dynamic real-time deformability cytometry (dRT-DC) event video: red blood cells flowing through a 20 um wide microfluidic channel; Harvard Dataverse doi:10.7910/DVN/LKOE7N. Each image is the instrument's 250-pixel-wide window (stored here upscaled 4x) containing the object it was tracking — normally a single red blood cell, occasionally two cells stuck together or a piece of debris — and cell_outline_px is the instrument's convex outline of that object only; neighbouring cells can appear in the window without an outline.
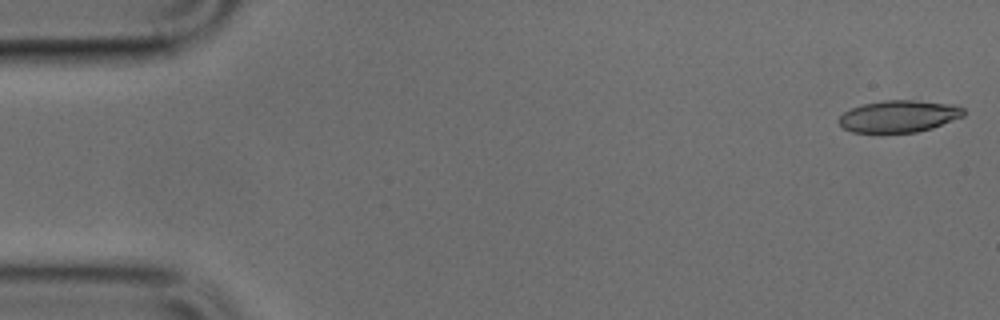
{"species": "common noctule bat (a hibernating species)", "species_latin": "Nyctalus noctula", "temperature_condition": "cold", "stored_images_in_passage": 49, "camera_frame_rate_fps": 3000, "um_per_image_px": 0.085, "animal": {"sex": "male", "body_mass_g": 17.9, "forearm_length_mm": 54.2}, "frame": {"image": 1, "passage_image": 1, "time_ms": 0.0, "image_size_px": [1000, 320], "cell_outline_px": [[964, 116], [932, 128], [916, 132], [880, 136], [852, 132], [844, 128], [840, 124], [840, 116], [844, 112], [852, 108], [864, 104], [884, 100], [916, 100], [956, 104], [964, 108]], "centroid_in_image_um": [76.4, 9.93], "position_along_channel_um": 8.6, "area_um2": 24.04}}
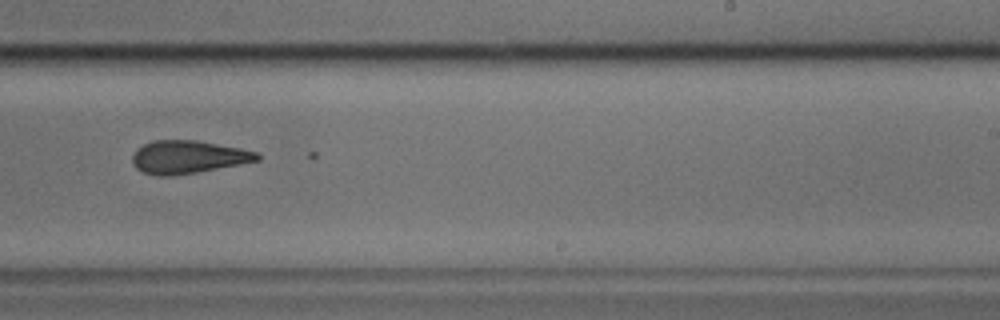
{"frame": {"image": 2, "passage_image": 30, "time_ms": 9.667, "image_size_px": [1000, 320], "cell_outline_px": [[260, 160], [196, 172], [168, 176], [156, 176], [144, 172], [136, 168], [132, 164], [132, 156], [136, 148], [152, 140], [196, 140], [240, 148], [256, 152], [260, 156]], "centroid_in_image_um": [15.93, 13.34], "position_along_channel_um": 273.1, "area_um2": 23.81}}
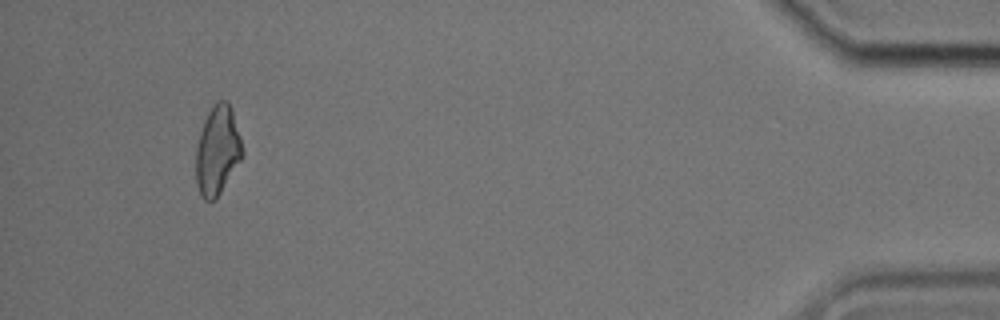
{"frame": {"image": 3, "passage_image": 46, "time_ms": 15.0, "image_size_px": [1000, 320], "cell_outline_px": [[244, 152], [240, 160], [216, 200], [204, 200], [200, 196], [196, 184], [196, 148], [200, 132], [204, 120], [212, 104], [216, 100], [228, 100], [232, 108], [240, 136]], "centroid_in_image_um": [18.47, 12.77], "position_along_channel_um": 416.7, "area_um2": 24.28}}